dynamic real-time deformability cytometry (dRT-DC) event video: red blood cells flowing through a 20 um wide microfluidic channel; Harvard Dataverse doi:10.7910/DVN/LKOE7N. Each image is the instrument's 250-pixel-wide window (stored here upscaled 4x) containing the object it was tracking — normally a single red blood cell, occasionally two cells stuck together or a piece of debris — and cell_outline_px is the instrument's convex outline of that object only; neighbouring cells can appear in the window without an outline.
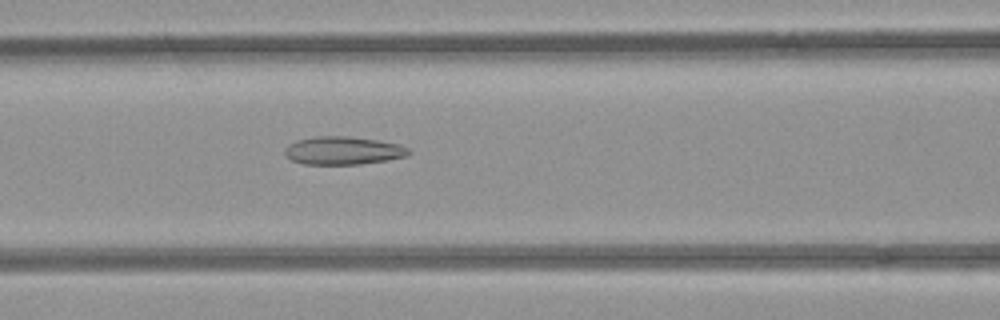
{"species": "common noctule bat (a hibernating species)", "species_latin": "Nyctalus noctula", "temperature_condition": "room temperature", "stored_images_in_passage": 42, "camera_frame_rate_fps": 3000, "um_per_image_px": 0.085, "animal": {"sex": "female", "body_mass_g": 21.9}, "frame": {"image": 1, "passage_image": 16, "time_ms": 5.0, "image_size_px": [1000, 320], "cell_outline_px": [[412, 152], [408, 156], [388, 160], [360, 164], [304, 164], [292, 160], [284, 152], [284, 148], [288, 144], [296, 140], [316, 136], [348, 136], [376, 140], [396, 144], [408, 148]], "centroid_in_image_um": [29.16, 12.8], "position_along_channel_um": 137.4, "area_um2": 20.23}}
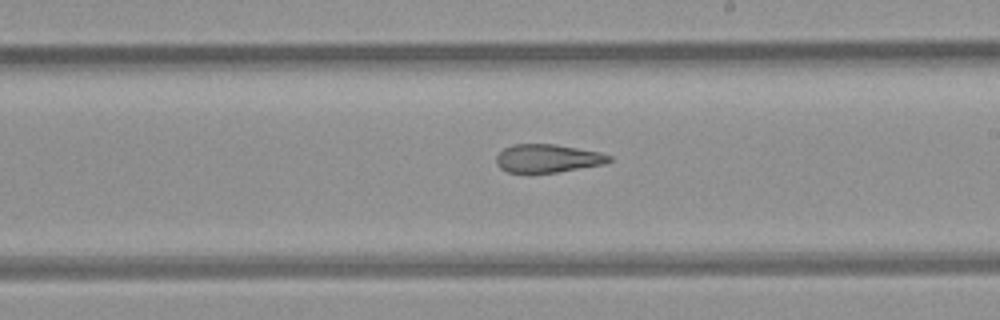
{"frame": {"image": 2, "passage_image": 24, "time_ms": 7.667, "image_size_px": [1000, 320], "cell_outline_px": [[612, 160], [604, 164], [556, 172], [508, 172], [500, 168], [496, 164], [496, 156], [504, 148], [512, 144], [556, 144], [600, 152], [612, 156]], "centroid_in_image_um": [46.55, 13.45], "position_along_channel_um": 242.4, "area_um2": 18.5}}
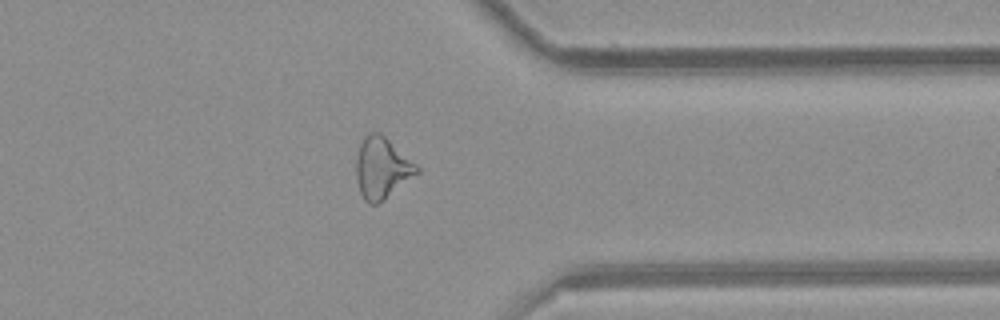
{"frame": {"image": 3, "passage_image": 35, "time_ms": 11.333, "image_size_px": [1000, 320], "cell_outline_px": [[420, 172], [384, 200], [376, 204], [368, 204], [364, 200], [360, 192], [356, 180], [356, 160], [360, 144], [364, 136], [368, 132], [380, 132], [416, 164], [420, 168]], "centroid_in_image_um": [32.45, 14.29], "position_along_channel_um": 378.9, "area_um2": 21.68}}